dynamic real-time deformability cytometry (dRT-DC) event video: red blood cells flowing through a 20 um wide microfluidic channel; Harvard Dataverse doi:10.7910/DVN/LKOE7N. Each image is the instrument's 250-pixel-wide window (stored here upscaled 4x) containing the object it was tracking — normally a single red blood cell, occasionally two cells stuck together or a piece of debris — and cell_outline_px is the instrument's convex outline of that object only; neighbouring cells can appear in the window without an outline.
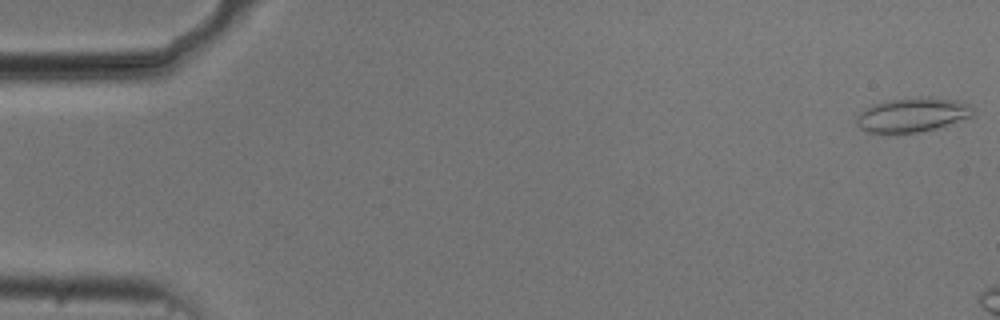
{"species": "common noctule bat (a hibernating species)", "species_latin": "Nyctalus noctula", "temperature_condition": "cold", "stored_images_in_passage": 10, "camera_frame_rate_fps": 3000, "um_per_image_px": 0.085, "animal": {"sex": "male", "body_mass_g": 20.5, "forearm_length_mm": 52.5}, "frame": {"image": 1, "passage_image": 1, "time_ms": 0.0, "image_size_px": [1000, 320], "cell_outline_px": [[972, 116], [936, 128], [916, 132], [868, 132], [860, 128], [856, 124], [856, 116], [860, 112], [872, 104], [892, 100], [928, 96], [956, 100], [972, 104]], "centroid_in_image_um": [77.55, 9.74], "position_along_channel_um": 7.4, "area_um2": 22.95}}